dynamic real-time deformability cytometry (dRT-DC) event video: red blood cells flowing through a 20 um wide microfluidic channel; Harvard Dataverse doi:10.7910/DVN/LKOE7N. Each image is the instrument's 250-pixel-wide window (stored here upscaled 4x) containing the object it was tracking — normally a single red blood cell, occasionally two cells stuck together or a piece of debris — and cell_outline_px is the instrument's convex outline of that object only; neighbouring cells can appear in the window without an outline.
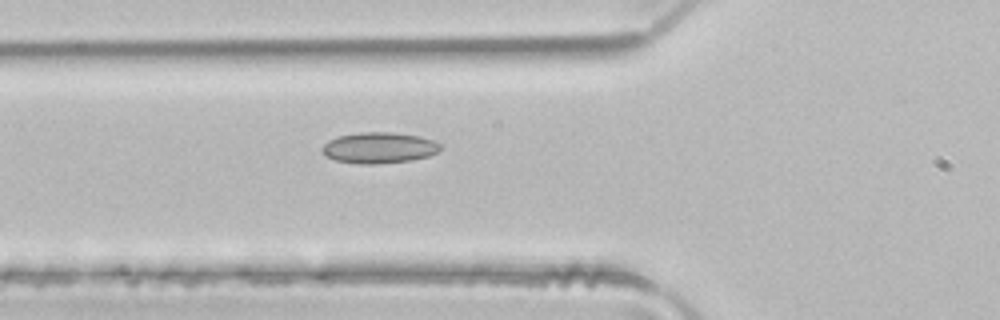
{"species": "common noctule bat (a hibernating species)", "species_latin": "Nyctalus noctula", "temperature_condition": "room temperature", "stored_images_in_passage": 7, "camera_frame_rate_fps": 3000, "um_per_image_px": 0.085, "animal": {"sex": "male", "body_mass_g": 21.5, "forearm_length_mm": 52.0}, "frame": {"image": 1, "passage_image": 7, "time_ms": 2.0, "image_size_px": [1000, 320], "cell_outline_px": [[440, 148], [436, 152], [428, 156], [412, 160], [376, 164], [360, 164], [336, 160], [324, 156], [320, 148], [328, 140], [336, 136], [360, 132], [392, 132], [420, 136], [432, 140], [440, 144]], "centroid_in_image_um": [32.16, 12.55], "position_along_channel_um": 93.6, "area_um2": 21.44}}